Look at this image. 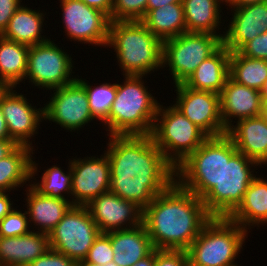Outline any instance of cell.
<instances>
[{
  "label": "cell",
  "mask_w": 267,
  "mask_h": 266,
  "mask_svg": "<svg viewBox=\"0 0 267 266\" xmlns=\"http://www.w3.org/2000/svg\"><path fill=\"white\" fill-rule=\"evenodd\" d=\"M109 137L110 192L144 210L176 181L175 167L151 135Z\"/></svg>",
  "instance_id": "obj_1"
},
{
  "label": "cell",
  "mask_w": 267,
  "mask_h": 266,
  "mask_svg": "<svg viewBox=\"0 0 267 266\" xmlns=\"http://www.w3.org/2000/svg\"><path fill=\"white\" fill-rule=\"evenodd\" d=\"M211 219L202 199L175 181L143 210L142 223L155 249L186 251Z\"/></svg>",
  "instance_id": "obj_2"
},
{
  "label": "cell",
  "mask_w": 267,
  "mask_h": 266,
  "mask_svg": "<svg viewBox=\"0 0 267 266\" xmlns=\"http://www.w3.org/2000/svg\"><path fill=\"white\" fill-rule=\"evenodd\" d=\"M221 3L225 4L226 0H182L186 32L222 35L223 38L224 32H216L222 29L219 28L222 23Z\"/></svg>",
  "instance_id": "obj_28"
},
{
  "label": "cell",
  "mask_w": 267,
  "mask_h": 266,
  "mask_svg": "<svg viewBox=\"0 0 267 266\" xmlns=\"http://www.w3.org/2000/svg\"><path fill=\"white\" fill-rule=\"evenodd\" d=\"M143 76L125 75L121 85L117 83V93L104 122L107 136L151 135L158 101L148 91Z\"/></svg>",
  "instance_id": "obj_4"
},
{
  "label": "cell",
  "mask_w": 267,
  "mask_h": 266,
  "mask_svg": "<svg viewBox=\"0 0 267 266\" xmlns=\"http://www.w3.org/2000/svg\"><path fill=\"white\" fill-rule=\"evenodd\" d=\"M72 170V205L86 206L110 191V164L107 154L70 160Z\"/></svg>",
  "instance_id": "obj_15"
},
{
  "label": "cell",
  "mask_w": 267,
  "mask_h": 266,
  "mask_svg": "<svg viewBox=\"0 0 267 266\" xmlns=\"http://www.w3.org/2000/svg\"><path fill=\"white\" fill-rule=\"evenodd\" d=\"M60 3L67 38L77 43L107 46L110 19L105 13L81 0H60Z\"/></svg>",
  "instance_id": "obj_13"
},
{
  "label": "cell",
  "mask_w": 267,
  "mask_h": 266,
  "mask_svg": "<svg viewBox=\"0 0 267 266\" xmlns=\"http://www.w3.org/2000/svg\"><path fill=\"white\" fill-rule=\"evenodd\" d=\"M148 0H114L111 21H141Z\"/></svg>",
  "instance_id": "obj_34"
},
{
  "label": "cell",
  "mask_w": 267,
  "mask_h": 266,
  "mask_svg": "<svg viewBox=\"0 0 267 266\" xmlns=\"http://www.w3.org/2000/svg\"><path fill=\"white\" fill-rule=\"evenodd\" d=\"M100 233L87 206L72 205L49 234L50 249L79 262Z\"/></svg>",
  "instance_id": "obj_10"
},
{
  "label": "cell",
  "mask_w": 267,
  "mask_h": 266,
  "mask_svg": "<svg viewBox=\"0 0 267 266\" xmlns=\"http://www.w3.org/2000/svg\"><path fill=\"white\" fill-rule=\"evenodd\" d=\"M110 240L113 261L118 266H133L155 249L143 223L135 228L111 231Z\"/></svg>",
  "instance_id": "obj_24"
},
{
  "label": "cell",
  "mask_w": 267,
  "mask_h": 266,
  "mask_svg": "<svg viewBox=\"0 0 267 266\" xmlns=\"http://www.w3.org/2000/svg\"><path fill=\"white\" fill-rule=\"evenodd\" d=\"M6 89V87L0 82V94Z\"/></svg>",
  "instance_id": "obj_51"
},
{
  "label": "cell",
  "mask_w": 267,
  "mask_h": 266,
  "mask_svg": "<svg viewBox=\"0 0 267 266\" xmlns=\"http://www.w3.org/2000/svg\"><path fill=\"white\" fill-rule=\"evenodd\" d=\"M247 235L248 230L228 218L212 217L186 250L188 266H238L235 259Z\"/></svg>",
  "instance_id": "obj_6"
},
{
  "label": "cell",
  "mask_w": 267,
  "mask_h": 266,
  "mask_svg": "<svg viewBox=\"0 0 267 266\" xmlns=\"http://www.w3.org/2000/svg\"><path fill=\"white\" fill-rule=\"evenodd\" d=\"M18 146L12 139L0 140V159L10 155Z\"/></svg>",
  "instance_id": "obj_43"
},
{
  "label": "cell",
  "mask_w": 267,
  "mask_h": 266,
  "mask_svg": "<svg viewBox=\"0 0 267 266\" xmlns=\"http://www.w3.org/2000/svg\"><path fill=\"white\" fill-rule=\"evenodd\" d=\"M261 98L267 99V81L265 82L264 87L261 90Z\"/></svg>",
  "instance_id": "obj_49"
},
{
  "label": "cell",
  "mask_w": 267,
  "mask_h": 266,
  "mask_svg": "<svg viewBox=\"0 0 267 266\" xmlns=\"http://www.w3.org/2000/svg\"><path fill=\"white\" fill-rule=\"evenodd\" d=\"M53 92L50 101L44 104V120L55 122L71 132L79 131L95 120L89 109L85 87L77 79L53 89Z\"/></svg>",
  "instance_id": "obj_12"
},
{
  "label": "cell",
  "mask_w": 267,
  "mask_h": 266,
  "mask_svg": "<svg viewBox=\"0 0 267 266\" xmlns=\"http://www.w3.org/2000/svg\"><path fill=\"white\" fill-rule=\"evenodd\" d=\"M13 89L6 88L0 94V108L8 133L18 145L33 148L30 139L38 133L40 122L44 120V107L37 109V106L34 107L28 102L24 94H19Z\"/></svg>",
  "instance_id": "obj_16"
},
{
  "label": "cell",
  "mask_w": 267,
  "mask_h": 266,
  "mask_svg": "<svg viewBox=\"0 0 267 266\" xmlns=\"http://www.w3.org/2000/svg\"><path fill=\"white\" fill-rule=\"evenodd\" d=\"M6 193L0 192V221L13 209V203Z\"/></svg>",
  "instance_id": "obj_42"
},
{
  "label": "cell",
  "mask_w": 267,
  "mask_h": 266,
  "mask_svg": "<svg viewBox=\"0 0 267 266\" xmlns=\"http://www.w3.org/2000/svg\"><path fill=\"white\" fill-rule=\"evenodd\" d=\"M89 7L98 9L105 13L111 21V12L113 9L114 0H81Z\"/></svg>",
  "instance_id": "obj_41"
},
{
  "label": "cell",
  "mask_w": 267,
  "mask_h": 266,
  "mask_svg": "<svg viewBox=\"0 0 267 266\" xmlns=\"http://www.w3.org/2000/svg\"><path fill=\"white\" fill-rule=\"evenodd\" d=\"M114 259V251L111 245L110 232L100 233L88 251L85 261L104 266Z\"/></svg>",
  "instance_id": "obj_36"
},
{
  "label": "cell",
  "mask_w": 267,
  "mask_h": 266,
  "mask_svg": "<svg viewBox=\"0 0 267 266\" xmlns=\"http://www.w3.org/2000/svg\"><path fill=\"white\" fill-rule=\"evenodd\" d=\"M73 58L50 38L47 42L29 47L25 79L42 89L60 88L73 82ZM72 75V77H71ZM74 77V78H73Z\"/></svg>",
  "instance_id": "obj_11"
},
{
  "label": "cell",
  "mask_w": 267,
  "mask_h": 266,
  "mask_svg": "<svg viewBox=\"0 0 267 266\" xmlns=\"http://www.w3.org/2000/svg\"><path fill=\"white\" fill-rule=\"evenodd\" d=\"M263 102V115L267 118V99H262Z\"/></svg>",
  "instance_id": "obj_50"
},
{
  "label": "cell",
  "mask_w": 267,
  "mask_h": 266,
  "mask_svg": "<svg viewBox=\"0 0 267 266\" xmlns=\"http://www.w3.org/2000/svg\"><path fill=\"white\" fill-rule=\"evenodd\" d=\"M227 130L237 151L257 162L260 167L267 164V118L260 116L234 121Z\"/></svg>",
  "instance_id": "obj_20"
},
{
  "label": "cell",
  "mask_w": 267,
  "mask_h": 266,
  "mask_svg": "<svg viewBox=\"0 0 267 266\" xmlns=\"http://www.w3.org/2000/svg\"><path fill=\"white\" fill-rule=\"evenodd\" d=\"M175 170L176 182L202 199L221 180L222 135L208 137Z\"/></svg>",
  "instance_id": "obj_9"
},
{
  "label": "cell",
  "mask_w": 267,
  "mask_h": 266,
  "mask_svg": "<svg viewBox=\"0 0 267 266\" xmlns=\"http://www.w3.org/2000/svg\"><path fill=\"white\" fill-rule=\"evenodd\" d=\"M34 148L19 145L10 155L0 159V192H10L35 179L38 164L33 161Z\"/></svg>",
  "instance_id": "obj_26"
},
{
  "label": "cell",
  "mask_w": 267,
  "mask_h": 266,
  "mask_svg": "<svg viewBox=\"0 0 267 266\" xmlns=\"http://www.w3.org/2000/svg\"><path fill=\"white\" fill-rule=\"evenodd\" d=\"M76 266H99V265L89 263L85 260H81V261L77 262Z\"/></svg>",
  "instance_id": "obj_48"
},
{
  "label": "cell",
  "mask_w": 267,
  "mask_h": 266,
  "mask_svg": "<svg viewBox=\"0 0 267 266\" xmlns=\"http://www.w3.org/2000/svg\"><path fill=\"white\" fill-rule=\"evenodd\" d=\"M29 46L14 42L0 35V82L16 89L25 80Z\"/></svg>",
  "instance_id": "obj_29"
},
{
  "label": "cell",
  "mask_w": 267,
  "mask_h": 266,
  "mask_svg": "<svg viewBox=\"0 0 267 266\" xmlns=\"http://www.w3.org/2000/svg\"><path fill=\"white\" fill-rule=\"evenodd\" d=\"M68 165V171H66L67 174L61 167L54 165L44 170V173H42V177L40 178L41 182L38 181L35 183L34 181L33 184L31 183L30 185L41 195L66 199L71 202L72 170L70 161Z\"/></svg>",
  "instance_id": "obj_32"
},
{
  "label": "cell",
  "mask_w": 267,
  "mask_h": 266,
  "mask_svg": "<svg viewBox=\"0 0 267 266\" xmlns=\"http://www.w3.org/2000/svg\"><path fill=\"white\" fill-rule=\"evenodd\" d=\"M243 229L267 224V180L255 177L247 187L239 206L227 217Z\"/></svg>",
  "instance_id": "obj_25"
},
{
  "label": "cell",
  "mask_w": 267,
  "mask_h": 266,
  "mask_svg": "<svg viewBox=\"0 0 267 266\" xmlns=\"http://www.w3.org/2000/svg\"><path fill=\"white\" fill-rule=\"evenodd\" d=\"M170 3H182V0H148L146 14L152 9H157Z\"/></svg>",
  "instance_id": "obj_44"
},
{
  "label": "cell",
  "mask_w": 267,
  "mask_h": 266,
  "mask_svg": "<svg viewBox=\"0 0 267 266\" xmlns=\"http://www.w3.org/2000/svg\"><path fill=\"white\" fill-rule=\"evenodd\" d=\"M133 266H155V249L148 256L136 262Z\"/></svg>",
  "instance_id": "obj_46"
},
{
  "label": "cell",
  "mask_w": 267,
  "mask_h": 266,
  "mask_svg": "<svg viewBox=\"0 0 267 266\" xmlns=\"http://www.w3.org/2000/svg\"><path fill=\"white\" fill-rule=\"evenodd\" d=\"M151 137L175 168L208 138L174 105L163 104H159Z\"/></svg>",
  "instance_id": "obj_7"
},
{
  "label": "cell",
  "mask_w": 267,
  "mask_h": 266,
  "mask_svg": "<svg viewBox=\"0 0 267 266\" xmlns=\"http://www.w3.org/2000/svg\"><path fill=\"white\" fill-rule=\"evenodd\" d=\"M104 266H118L114 261L109 262L108 264Z\"/></svg>",
  "instance_id": "obj_52"
},
{
  "label": "cell",
  "mask_w": 267,
  "mask_h": 266,
  "mask_svg": "<svg viewBox=\"0 0 267 266\" xmlns=\"http://www.w3.org/2000/svg\"><path fill=\"white\" fill-rule=\"evenodd\" d=\"M26 185L29 186L25 190L29 224L33 223L34 228L37 226L38 232L50 234L72 203L66 199L41 195L30 184Z\"/></svg>",
  "instance_id": "obj_23"
},
{
  "label": "cell",
  "mask_w": 267,
  "mask_h": 266,
  "mask_svg": "<svg viewBox=\"0 0 267 266\" xmlns=\"http://www.w3.org/2000/svg\"><path fill=\"white\" fill-rule=\"evenodd\" d=\"M222 39V35L185 32L163 41V68L169 66L173 84L184 83L223 44Z\"/></svg>",
  "instance_id": "obj_8"
},
{
  "label": "cell",
  "mask_w": 267,
  "mask_h": 266,
  "mask_svg": "<svg viewBox=\"0 0 267 266\" xmlns=\"http://www.w3.org/2000/svg\"><path fill=\"white\" fill-rule=\"evenodd\" d=\"M23 6L25 5L21 4L16 10L1 35L6 39L29 47L47 42L49 39L41 35L46 12L44 14L38 9L33 10Z\"/></svg>",
  "instance_id": "obj_27"
},
{
  "label": "cell",
  "mask_w": 267,
  "mask_h": 266,
  "mask_svg": "<svg viewBox=\"0 0 267 266\" xmlns=\"http://www.w3.org/2000/svg\"><path fill=\"white\" fill-rule=\"evenodd\" d=\"M267 0H226L225 6H231V8H239L249 4H255L260 2H266Z\"/></svg>",
  "instance_id": "obj_45"
},
{
  "label": "cell",
  "mask_w": 267,
  "mask_h": 266,
  "mask_svg": "<svg viewBox=\"0 0 267 266\" xmlns=\"http://www.w3.org/2000/svg\"><path fill=\"white\" fill-rule=\"evenodd\" d=\"M238 52L245 57L267 60V31L245 43Z\"/></svg>",
  "instance_id": "obj_37"
},
{
  "label": "cell",
  "mask_w": 267,
  "mask_h": 266,
  "mask_svg": "<svg viewBox=\"0 0 267 266\" xmlns=\"http://www.w3.org/2000/svg\"><path fill=\"white\" fill-rule=\"evenodd\" d=\"M86 206L101 233L131 229L142 224L143 210L134 202L110 191L99 195Z\"/></svg>",
  "instance_id": "obj_17"
},
{
  "label": "cell",
  "mask_w": 267,
  "mask_h": 266,
  "mask_svg": "<svg viewBox=\"0 0 267 266\" xmlns=\"http://www.w3.org/2000/svg\"><path fill=\"white\" fill-rule=\"evenodd\" d=\"M76 79L85 87L93 118L104 123L108 119L112 103L116 98L117 83H102L99 86H90L86 79H84L85 81L78 77Z\"/></svg>",
  "instance_id": "obj_33"
},
{
  "label": "cell",
  "mask_w": 267,
  "mask_h": 266,
  "mask_svg": "<svg viewBox=\"0 0 267 266\" xmlns=\"http://www.w3.org/2000/svg\"><path fill=\"white\" fill-rule=\"evenodd\" d=\"M77 262L55 250H48L27 266H76Z\"/></svg>",
  "instance_id": "obj_39"
},
{
  "label": "cell",
  "mask_w": 267,
  "mask_h": 266,
  "mask_svg": "<svg viewBox=\"0 0 267 266\" xmlns=\"http://www.w3.org/2000/svg\"><path fill=\"white\" fill-rule=\"evenodd\" d=\"M22 0H0V35L7 28L11 17L21 6Z\"/></svg>",
  "instance_id": "obj_40"
},
{
  "label": "cell",
  "mask_w": 267,
  "mask_h": 266,
  "mask_svg": "<svg viewBox=\"0 0 267 266\" xmlns=\"http://www.w3.org/2000/svg\"><path fill=\"white\" fill-rule=\"evenodd\" d=\"M27 217V211L23 213L14 207L0 221V237H18L28 234L32 226L29 224V219Z\"/></svg>",
  "instance_id": "obj_35"
},
{
  "label": "cell",
  "mask_w": 267,
  "mask_h": 266,
  "mask_svg": "<svg viewBox=\"0 0 267 266\" xmlns=\"http://www.w3.org/2000/svg\"><path fill=\"white\" fill-rule=\"evenodd\" d=\"M48 250L49 234L34 229L18 237H0V266H27Z\"/></svg>",
  "instance_id": "obj_21"
},
{
  "label": "cell",
  "mask_w": 267,
  "mask_h": 266,
  "mask_svg": "<svg viewBox=\"0 0 267 266\" xmlns=\"http://www.w3.org/2000/svg\"><path fill=\"white\" fill-rule=\"evenodd\" d=\"M257 162L237 151L232 139L222 135L221 180L203 198L202 202L212 217L227 218L242 202L251 184ZM256 166V167H255Z\"/></svg>",
  "instance_id": "obj_5"
},
{
  "label": "cell",
  "mask_w": 267,
  "mask_h": 266,
  "mask_svg": "<svg viewBox=\"0 0 267 266\" xmlns=\"http://www.w3.org/2000/svg\"><path fill=\"white\" fill-rule=\"evenodd\" d=\"M230 55L231 52L222 44L183 84L193 90L220 94L229 78Z\"/></svg>",
  "instance_id": "obj_22"
},
{
  "label": "cell",
  "mask_w": 267,
  "mask_h": 266,
  "mask_svg": "<svg viewBox=\"0 0 267 266\" xmlns=\"http://www.w3.org/2000/svg\"><path fill=\"white\" fill-rule=\"evenodd\" d=\"M219 96L221 117L226 130L234 125L233 119L239 121L263 114L261 91L238 84L230 77Z\"/></svg>",
  "instance_id": "obj_19"
},
{
  "label": "cell",
  "mask_w": 267,
  "mask_h": 266,
  "mask_svg": "<svg viewBox=\"0 0 267 266\" xmlns=\"http://www.w3.org/2000/svg\"><path fill=\"white\" fill-rule=\"evenodd\" d=\"M11 139L7 130V124L0 108V140Z\"/></svg>",
  "instance_id": "obj_47"
},
{
  "label": "cell",
  "mask_w": 267,
  "mask_h": 266,
  "mask_svg": "<svg viewBox=\"0 0 267 266\" xmlns=\"http://www.w3.org/2000/svg\"><path fill=\"white\" fill-rule=\"evenodd\" d=\"M155 266H188V256L182 250L155 249Z\"/></svg>",
  "instance_id": "obj_38"
},
{
  "label": "cell",
  "mask_w": 267,
  "mask_h": 266,
  "mask_svg": "<svg viewBox=\"0 0 267 266\" xmlns=\"http://www.w3.org/2000/svg\"><path fill=\"white\" fill-rule=\"evenodd\" d=\"M176 88L175 104L192 123L208 137L221 136L227 133L223 125L220 109V96L210 91L190 89L183 83Z\"/></svg>",
  "instance_id": "obj_14"
},
{
  "label": "cell",
  "mask_w": 267,
  "mask_h": 266,
  "mask_svg": "<svg viewBox=\"0 0 267 266\" xmlns=\"http://www.w3.org/2000/svg\"><path fill=\"white\" fill-rule=\"evenodd\" d=\"M231 9L233 17L222 40L230 52H237L245 43L266 32L267 1Z\"/></svg>",
  "instance_id": "obj_18"
},
{
  "label": "cell",
  "mask_w": 267,
  "mask_h": 266,
  "mask_svg": "<svg viewBox=\"0 0 267 266\" xmlns=\"http://www.w3.org/2000/svg\"><path fill=\"white\" fill-rule=\"evenodd\" d=\"M229 77L238 84L261 91L267 81V60L253 59L231 52Z\"/></svg>",
  "instance_id": "obj_31"
},
{
  "label": "cell",
  "mask_w": 267,
  "mask_h": 266,
  "mask_svg": "<svg viewBox=\"0 0 267 266\" xmlns=\"http://www.w3.org/2000/svg\"><path fill=\"white\" fill-rule=\"evenodd\" d=\"M141 22L160 40L165 41L186 32L182 3H170L150 10Z\"/></svg>",
  "instance_id": "obj_30"
},
{
  "label": "cell",
  "mask_w": 267,
  "mask_h": 266,
  "mask_svg": "<svg viewBox=\"0 0 267 266\" xmlns=\"http://www.w3.org/2000/svg\"><path fill=\"white\" fill-rule=\"evenodd\" d=\"M107 47L114 49L124 76L145 77L163 68V41L141 21H110Z\"/></svg>",
  "instance_id": "obj_3"
}]
</instances>
